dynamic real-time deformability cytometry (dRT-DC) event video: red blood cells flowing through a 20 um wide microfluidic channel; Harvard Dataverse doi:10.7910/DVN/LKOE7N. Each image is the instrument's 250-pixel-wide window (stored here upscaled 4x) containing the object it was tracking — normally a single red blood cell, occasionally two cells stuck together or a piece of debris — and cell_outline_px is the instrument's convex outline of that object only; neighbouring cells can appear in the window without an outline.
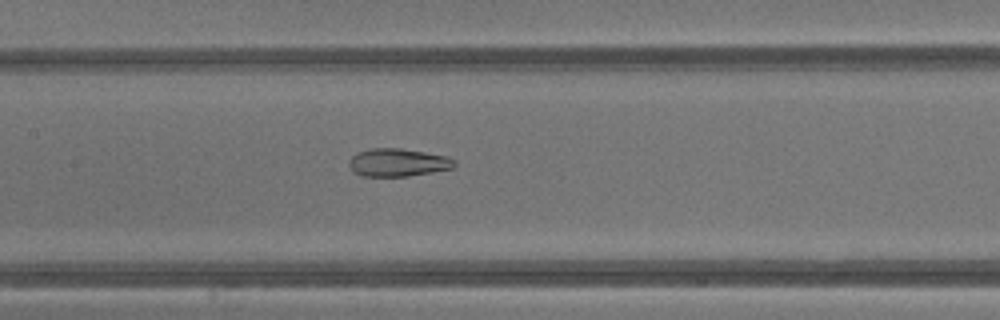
{"species": "common noctule bat (a hibernating species)", "species_latin": "Nyctalus noctula", "temperature_condition": "warm", "stored_images_in_passage": 39, "camera_frame_rate_fps": 3000, "um_per_image_px": 0.085, "animal": {"sex": "male", "body_mass_g": 13.3}, "frame": {"image": 1, "passage_image": 17, "time_ms": 5.333, "image_size_px": [1000, 320], "cell_outline_px": [[456, 164], [452, 168], [432, 172], [408, 176], [360, 176], [352, 172], [348, 164], [348, 160], [356, 152], [372, 148], [400, 148], [424, 152], [444, 156], [456, 160]], "centroid_in_image_um": [33.76, 13.81], "position_along_channel_um": 173.6, "area_um2": 17.22}}
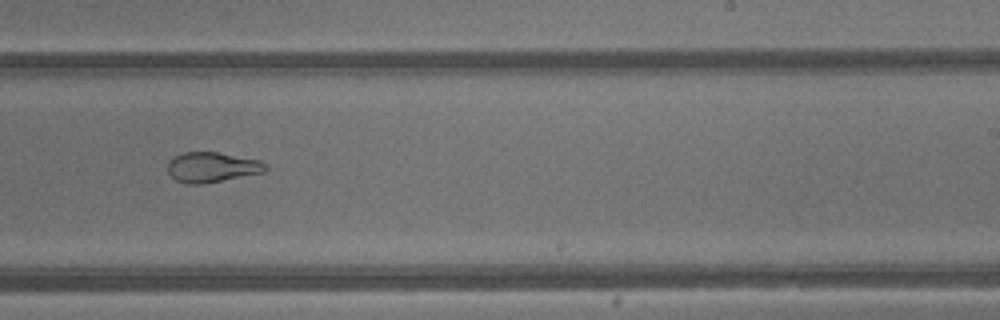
{"frame": {"image": 2, "passage_image": 23, "time_ms": 7.333, "image_size_px": [1000, 320], "cell_outline_px": [[268, 168], [264, 172], [200, 184], [184, 184], [176, 180], [168, 172], [168, 160], [184, 152], [216, 152], [260, 160]], "centroid_in_image_um": [17.99, 14.21], "position_along_channel_um": 271.0, "area_um2": 16.94}}
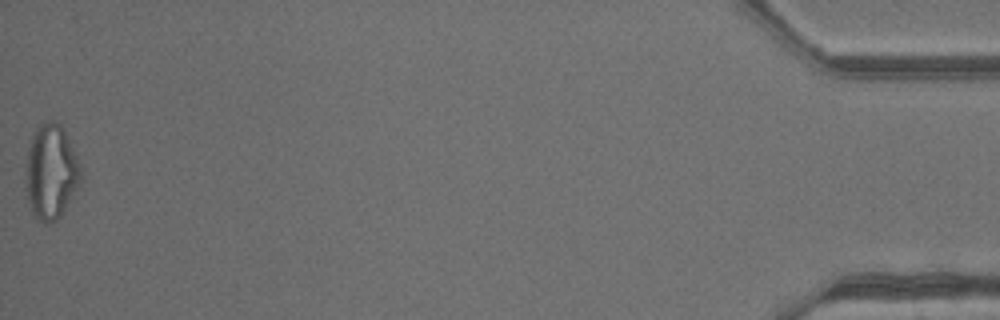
{"frame": {"image": 3, "passage_image": 39, "time_ms": 12.667, "image_size_px": [1000, 320], "cell_outline_px": [[80, 184], [60, 216], [56, 220], [48, 224], [44, 224], [36, 220], [32, 212], [24, 188], [24, 180], [28, 148], [32, 136], [36, 128], [40, 124], [52, 120], [56, 120], [64, 128], [80, 164]], "centroid_in_image_um": [4.31, 14.62], "position_along_channel_um": 430.9, "area_um2": 30.75}, "authors_computed_cell_mechanics": {"area_um2": 23.698, "velocity_mm_per_s": 4.8956, "shape_relaxation_time_tau1_ms": null, "shape_relaxation_time_tau2_ms": 1.9522, "deformation_change_tau1": null, "deformation_change_tau2": 0.0842}}